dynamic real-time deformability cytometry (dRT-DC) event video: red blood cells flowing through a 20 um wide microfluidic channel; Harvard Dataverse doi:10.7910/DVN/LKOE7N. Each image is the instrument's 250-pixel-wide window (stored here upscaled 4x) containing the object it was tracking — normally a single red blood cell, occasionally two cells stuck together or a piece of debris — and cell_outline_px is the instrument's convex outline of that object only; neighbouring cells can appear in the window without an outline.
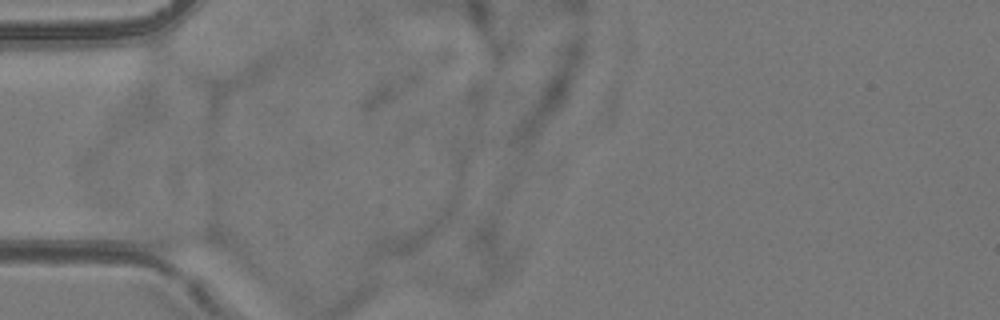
{"species": "common noctule bat (a hibernating species)", "species_latin": "Nyctalus noctula", "temperature_condition": "room temperature", "stored_images_in_passage": 2, "camera_frame_rate_fps": 3000, "um_per_image_px": 0.085, "animal": {"sex": "female", "body_mass_g": 24.6, "forearm_length_mm": 56.2}, "frame": {"image": 1, "passage_image": 1, "time_ms": 0.0, "image_size_px": [1000, 320], "cell_outline_px": [[224, 248], [168, 252], [164, 252], [140, 244], [132, 228], [144, 224], [216, 232], [224, 240]], "centroid_in_image_um": [15.05, 20.28], "position_along_channel_um": 70.0, "area_um2": 13.24}}